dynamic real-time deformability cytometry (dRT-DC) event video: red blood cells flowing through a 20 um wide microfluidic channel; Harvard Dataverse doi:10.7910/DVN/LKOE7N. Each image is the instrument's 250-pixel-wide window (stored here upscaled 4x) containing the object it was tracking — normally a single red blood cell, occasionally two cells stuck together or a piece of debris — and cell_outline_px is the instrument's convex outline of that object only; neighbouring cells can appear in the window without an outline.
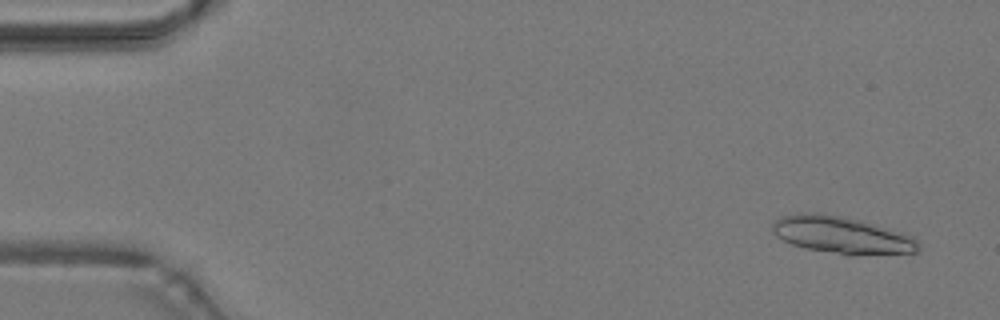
{"species": "common noctule bat (a hibernating species)", "species_latin": "Nyctalus noctula", "temperature_condition": "warm", "stored_images_in_passage": 49, "segment_of_instrument_passage": [1, 2], "camera_frame_rate_fps": 3000, "um_per_image_px": 0.085, "animal": {"sex": "male", "body_mass_g": 19.2, "forearm_length_mm": 51.8}, "frame": {"image": 1, "passage_image": 3, "time_ms": 0.667, "image_size_px": [1000, 320], "cell_outline_px": [[920, 252], [852, 256], [848, 256], [804, 248], [792, 244], [776, 236], [772, 232], [772, 224], [780, 216], [800, 212], [820, 212], [844, 216], [860, 220], [900, 232], [912, 236], [920, 244]], "centroid_in_image_um": [71.54, 19.98], "position_along_channel_um": 13.5, "area_um2": 32.08}}